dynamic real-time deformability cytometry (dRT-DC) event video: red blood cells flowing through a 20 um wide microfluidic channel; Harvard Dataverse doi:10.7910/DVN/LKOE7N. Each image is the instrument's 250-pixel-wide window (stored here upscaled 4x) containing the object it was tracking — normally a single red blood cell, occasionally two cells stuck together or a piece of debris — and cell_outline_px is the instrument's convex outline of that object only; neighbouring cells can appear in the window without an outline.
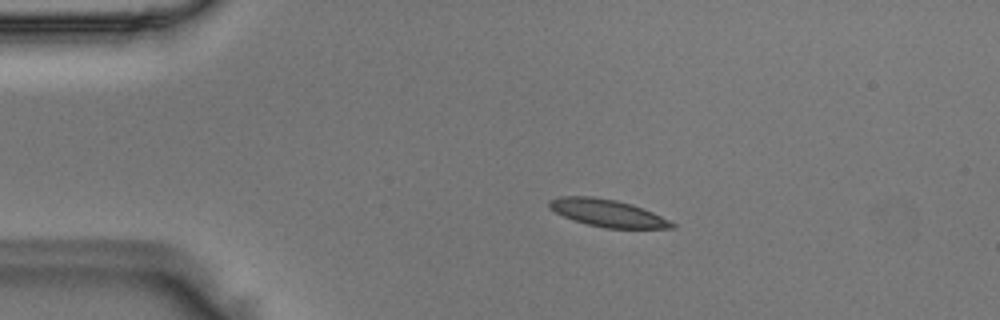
{"species": "Egyptian fruit bat (a non-hibernating species)", "species_latin": "Rousettus aegyptiacus", "temperature_condition": "room temperature", "stored_images_in_passage": 43, "camera_frame_rate_fps": 3000, "um_per_image_px": 0.085, "animal": {"sex": "male"}, "frame": {"image": 1, "passage_image": 3, "time_ms": 0.667, "image_size_px": [1000, 320], "cell_outline_px": [[676, 228], [604, 228], [588, 224], [564, 216], [548, 208], [548, 200], [560, 196], [592, 196], [616, 200], [632, 204], [652, 212], [676, 224]], "centroid_in_image_um": [51.62, 18.1], "position_along_channel_um": 33.4, "area_um2": 19.36}}
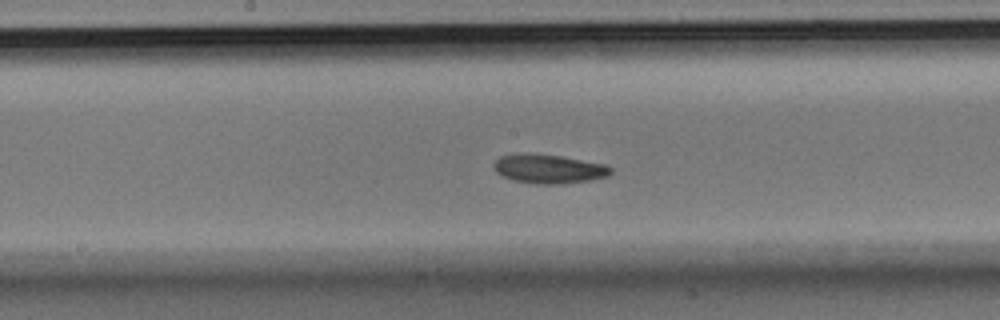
{"frame": {"image": 2, "passage_image": 19, "time_ms": 6.0, "image_size_px": [1000, 320], "cell_outline_px": [[612, 172], [608, 176], [588, 180], [560, 184], [536, 184], [512, 180], [496, 172], [492, 168], [492, 164], [500, 156], [520, 152], [560, 156], [604, 164], [612, 168]], "centroid_in_image_um": [46.59, 14.35], "position_along_channel_um": 201.6, "area_um2": 19.83}}
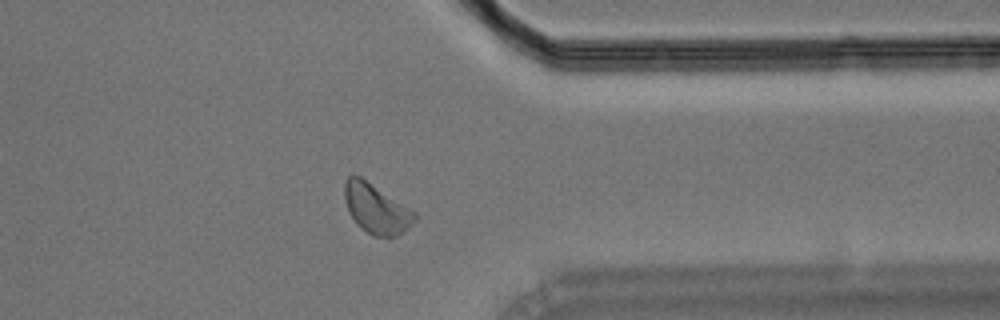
{"frame": {"image": 3, "passage_image": 33, "time_ms": 10.667, "image_size_px": [1000, 320], "cell_outline_px": [[416, 220], [404, 232], [396, 236], [372, 236], [360, 228], [356, 224], [348, 212], [344, 200], [344, 184], [348, 176], [360, 176], [416, 212]], "centroid_in_image_um": [31.96, 17.76], "position_along_channel_um": 379.4, "area_um2": 20.29}}